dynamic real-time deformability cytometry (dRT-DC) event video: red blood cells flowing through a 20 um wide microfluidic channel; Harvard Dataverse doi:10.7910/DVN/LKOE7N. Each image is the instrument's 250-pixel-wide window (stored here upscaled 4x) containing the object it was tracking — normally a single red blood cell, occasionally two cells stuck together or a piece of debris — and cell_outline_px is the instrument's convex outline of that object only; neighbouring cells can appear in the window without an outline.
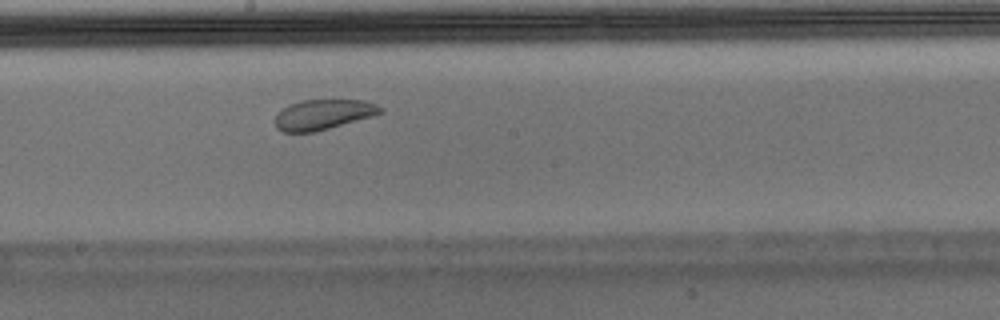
{"species": "Egyptian fruit bat (a non-hibernating species)", "species_latin": "Rousettus aegyptiacus", "temperature_condition": "warm", "stored_images_in_passage": 41, "camera_frame_rate_fps": 3000, "um_per_image_px": 0.085, "animal": {"sex": "male"}, "frame": {"image": 1, "passage_image": 18, "time_ms": 5.667, "image_size_px": [1000, 320], "cell_outline_px": [[384, 112], [372, 116], [328, 128], [312, 132], [284, 132], [276, 128], [276, 112], [280, 108], [288, 104], [300, 100], [364, 100], [376, 104], [384, 108]], "centroid_in_image_um": [27.44, 9.71], "position_along_channel_um": 220.8, "area_um2": 18.55}, "authors_computed_cell_mechanics": {"area_um2": 22.0796, "velocity_mm_per_s": 3.9215, "shape_relaxation_time_tau1_ms": null, "shape_relaxation_time_tau2_ms": 1.6012, "deformation_change_tau1": null, "deformation_change_tau2": 0.0737}}